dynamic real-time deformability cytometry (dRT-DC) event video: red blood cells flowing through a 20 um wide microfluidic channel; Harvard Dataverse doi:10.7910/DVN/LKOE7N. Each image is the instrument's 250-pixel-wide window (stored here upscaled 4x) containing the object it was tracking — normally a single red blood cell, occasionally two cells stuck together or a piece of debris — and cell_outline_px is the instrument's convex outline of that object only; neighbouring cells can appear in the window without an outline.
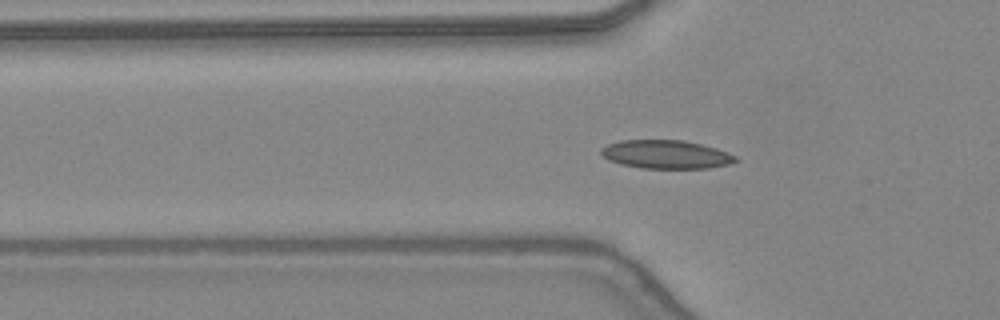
{"species": "common noctule bat (a hibernating species)", "species_latin": "Nyctalus noctula", "temperature_condition": "warm", "stored_images_in_passage": 26, "camera_frame_rate_fps": 3000, "um_per_image_px": 0.085, "animal": {"sex": "female", "body_mass_g": 24.6, "forearm_length_mm": 56.2}, "frame": {"image": 1, "passage_image": 7, "time_ms": 2.0, "image_size_px": [1000, 320], "cell_outline_px": [[740, 160], [728, 164], [708, 168], [640, 168], [620, 164], [608, 160], [600, 152], [600, 148], [608, 144], [620, 140], [684, 140], [716, 148], [728, 152], [736, 156]], "centroid_in_image_um": [56.6, 13.12], "position_along_channel_um": 69.2, "area_um2": 22.37}}
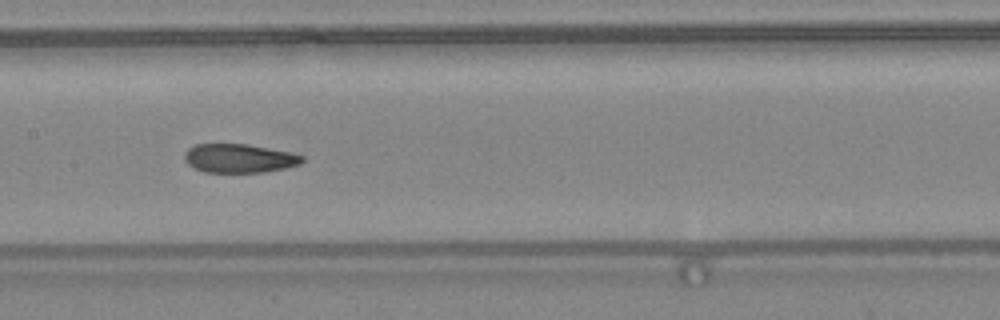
{"frame": {"image": 2, "passage_image": 15, "time_ms": 4.667, "image_size_px": [1000, 320], "cell_outline_px": [[304, 160], [300, 164], [284, 168], [264, 172], [204, 172], [188, 164], [184, 160], [184, 152], [188, 148], [196, 144], [248, 144], [288, 152], [304, 156]], "centroid_in_image_um": [20.31, 13.45], "position_along_channel_um": 187.1, "area_um2": 19.65}}
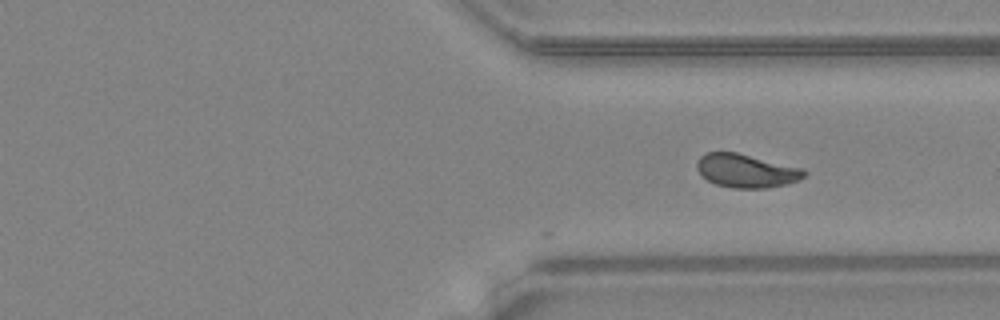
{"frame": {"image": 3, "passage_image": 26, "time_ms": 8.333, "image_size_px": [1000, 320], "cell_outline_px": [[808, 172], [800, 180], [788, 184], [768, 188], [732, 188], [716, 184], [708, 180], [696, 168], [696, 164], [700, 156], [708, 152], [736, 152], [804, 168]], "centroid_in_image_um": [63.48, 14.52], "position_along_channel_um": 347.9, "area_um2": 21.04}}